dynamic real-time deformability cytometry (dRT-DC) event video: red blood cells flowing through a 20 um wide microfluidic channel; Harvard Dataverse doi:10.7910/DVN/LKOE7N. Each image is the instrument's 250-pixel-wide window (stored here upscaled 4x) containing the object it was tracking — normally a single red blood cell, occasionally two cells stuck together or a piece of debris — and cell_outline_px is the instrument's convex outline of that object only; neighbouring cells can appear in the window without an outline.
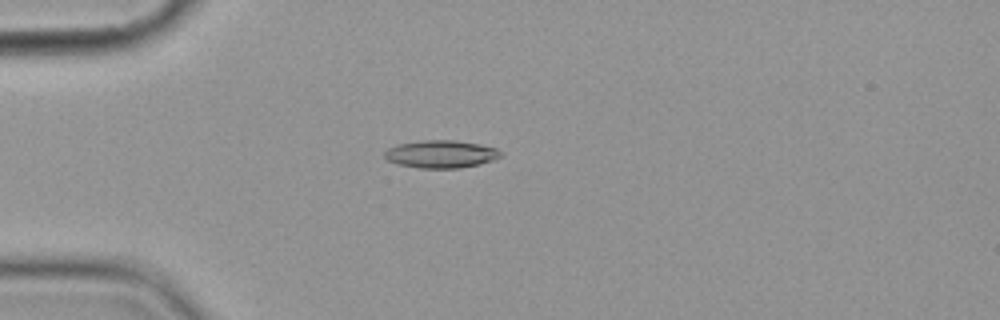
{"species": "common noctule bat (a hibernating species)", "species_latin": "Nyctalus noctula", "temperature_condition": "cold", "stored_images_in_passage": 5, "camera_frame_rate_fps": 3000, "um_per_image_px": 0.085, "animal": {"sex": "female", "body_mass_g": 19.9}, "frame": {"image": 1, "passage_image": 4, "time_ms": 3.333, "image_size_px": [1000, 320], "cell_outline_px": [[504, 152], [500, 156], [492, 160], [480, 164], [460, 168], [420, 168], [400, 164], [388, 160], [384, 156], [384, 152], [388, 148], [400, 144], [424, 140], [456, 140], [480, 144], [496, 148]], "centroid_in_image_um": [37.52, 13.09], "position_along_channel_um": 47.5, "area_um2": 18.61}}